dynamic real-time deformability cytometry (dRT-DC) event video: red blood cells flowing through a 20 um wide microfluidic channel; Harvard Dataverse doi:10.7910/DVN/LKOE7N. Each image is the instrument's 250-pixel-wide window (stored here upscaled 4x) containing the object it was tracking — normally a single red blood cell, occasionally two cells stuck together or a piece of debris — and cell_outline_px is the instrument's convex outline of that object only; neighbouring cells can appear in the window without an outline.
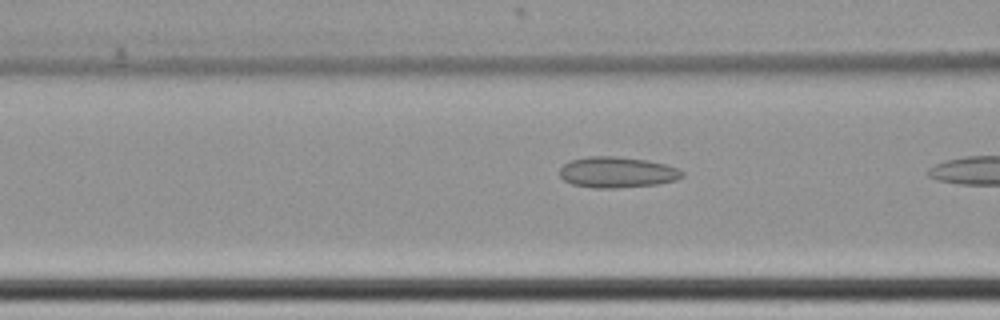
{"species": "common noctule bat (a hibernating species)", "species_latin": "Nyctalus noctula", "temperature_condition": "cold", "stored_images_in_passage": 4, "camera_frame_rate_fps": 3000, "um_per_image_px": 0.085, "animal": {"sex": "female", "body_mass_g": 22.7, "forearm_length_mm": 54.2}, "frame": {"image": 1, "passage_image": 3, "time_ms": 0.667, "image_size_px": [1000, 320], "cell_outline_px": [[684, 176], [676, 180], [656, 184], [616, 188], [596, 188], [572, 184], [564, 180], [560, 176], [560, 168], [564, 164], [572, 160], [588, 156], [616, 156], [648, 160], [664, 164], [676, 168], [684, 172]], "centroid_in_image_um": [52.45, 14.64], "position_along_channel_um": 114.1, "area_um2": 21.96}}